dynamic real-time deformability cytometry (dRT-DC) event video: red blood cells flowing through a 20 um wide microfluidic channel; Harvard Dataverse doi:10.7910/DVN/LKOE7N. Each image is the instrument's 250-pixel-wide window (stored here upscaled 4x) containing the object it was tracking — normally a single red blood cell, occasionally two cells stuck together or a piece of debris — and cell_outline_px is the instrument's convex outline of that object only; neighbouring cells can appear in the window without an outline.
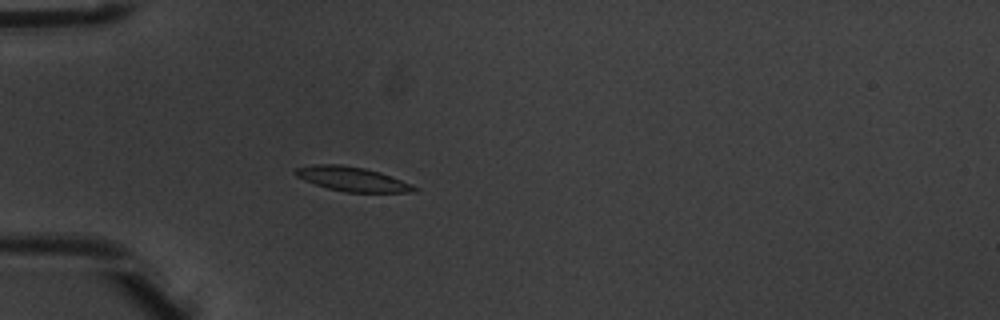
{"species": "common noctule bat (a hibernating species)", "species_latin": "Nyctalus noctula", "temperature_condition": "warm", "stored_images_in_passage": 4, "camera_frame_rate_fps": 3000, "um_per_image_px": 0.085, "animal": {"sex": "male", "body_mass_g": 20.1, "forearm_length_mm": 53.5}, "frame": {"image": 1, "passage_image": 4, "time_ms": 1.0, "image_size_px": [1000, 320], "cell_outline_px": [[420, 188], [416, 192], [344, 192], [328, 188], [304, 180], [296, 176], [292, 172], [296, 168], [312, 164], [340, 164], [364, 168], [380, 172]], "centroid_in_image_um": [29.91, 15.21], "position_along_channel_um": 55.1, "area_um2": 16.82}}